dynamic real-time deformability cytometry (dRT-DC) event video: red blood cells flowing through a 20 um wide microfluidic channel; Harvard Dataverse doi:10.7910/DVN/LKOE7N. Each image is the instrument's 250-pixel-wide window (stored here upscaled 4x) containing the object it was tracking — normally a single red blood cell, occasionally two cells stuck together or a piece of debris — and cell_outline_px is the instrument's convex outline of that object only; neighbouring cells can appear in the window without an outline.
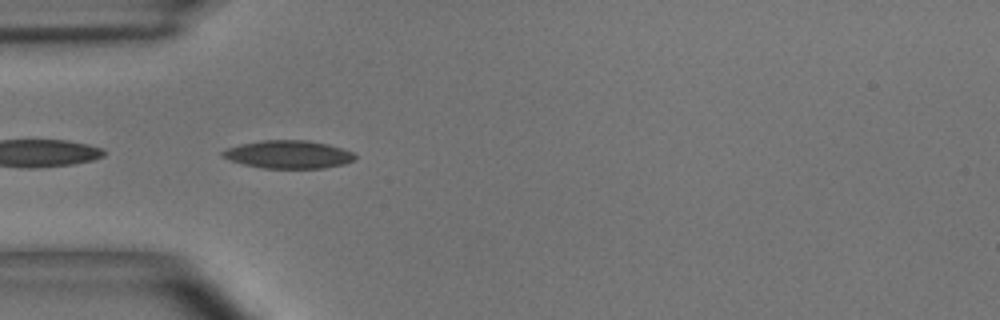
{"species": "common noctule bat (a hibernating species)", "species_latin": "Nyctalus noctula", "temperature_condition": "room temperature", "stored_images_in_passage": 9, "camera_frame_rate_fps": 3000, "um_per_image_px": 0.085, "animal": {"sex": "male", "body_mass_g": 15.6}, "frame": {"image": 1, "passage_image": 2, "time_ms": 0.333, "image_size_px": [1000, 320], "cell_outline_px": [[356, 156], [352, 160], [344, 164], [324, 168], [264, 168], [244, 164], [220, 156], [220, 152], [228, 148], [240, 144], [260, 140], [308, 140], [328, 144], [352, 152]], "centroid_in_image_um": [24.49, 13.12], "position_along_channel_um": 60.5, "area_um2": 21.44}}
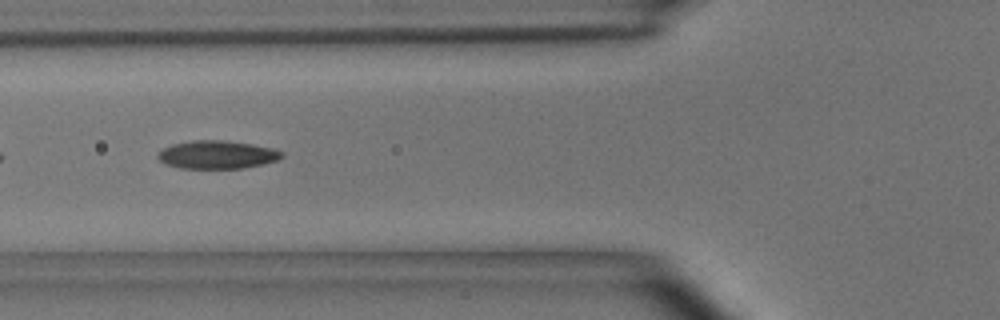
{"frame": {"image": 2, "passage_image": 6, "time_ms": 1.667, "image_size_px": [1000, 320], "cell_outline_px": [[284, 156], [276, 160], [264, 164], [244, 168], [180, 168], [164, 164], [156, 156], [164, 148], [172, 144], [196, 140], [228, 140], [252, 144], [272, 148], [284, 152]], "centroid_in_image_um": [18.47, 13.15], "position_along_channel_um": 107.3, "area_um2": 20.35}}